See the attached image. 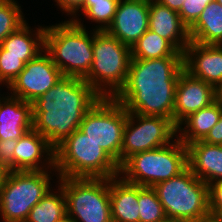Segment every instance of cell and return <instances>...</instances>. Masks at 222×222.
Segmentation results:
<instances>
[{
	"label": "cell",
	"instance_id": "277c9868",
	"mask_svg": "<svg viewBox=\"0 0 222 222\" xmlns=\"http://www.w3.org/2000/svg\"><path fill=\"white\" fill-rule=\"evenodd\" d=\"M55 170L58 177L119 176L118 163L80 129L74 131L55 148Z\"/></svg>",
	"mask_w": 222,
	"mask_h": 222
},
{
	"label": "cell",
	"instance_id": "9a60e30c",
	"mask_svg": "<svg viewBox=\"0 0 222 222\" xmlns=\"http://www.w3.org/2000/svg\"><path fill=\"white\" fill-rule=\"evenodd\" d=\"M48 169L55 170V148L45 137L31 129L18 139L14 148V171Z\"/></svg>",
	"mask_w": 222,
	"mask_h": 222
},
{
	"label": "cell",
	"instance_id": "d6986e66",
	"mask_svg": "<svg viewBox=\"0 0 222 222\" xmlns=\"http://www.w3.org/2000/svg\"><path fill=\"white\" fill-rule=\"evenodd\" d=\"M188 167L200 180L210 185L222 180V145L202 140L187 145Z\"/></svg>",
	"mask_w": 222,
	"mask_h": 222
},
{
	"label": "cell",
	"instance_id": "5b68a950",
	"mask_svg": "<svg viewBox=\"0 0 222 222\" xmlns=\"http://www.w3.org/2000/svg\"><path fill=\"white\" fill-rule=\"evenodd\" d=\"M188 167L187 146L176 138L170 144L135 153L119 166V176L126 182L153 187L179 175Z\"/></svg>",
	"mask_w": 222,
	"mask_h": 222
},
{
	"label": "cell",
	"instance_id": "4fadbf2b",
	"mask_svg": "<svg viewBox=\"0 0 222 222\" xmlns=\"http://www.w3.org/2000/svg\"><path fill=\"white\" fill-rule=\"evenodd\" d=\"M150 0H120L106 32L132 47L149 28Z\"/></svg>",
	"mask_w": 222,
	"mask_h": 222
},
{
	"label": "cell",
	"instance_id": "e0dca14e",
	"mask_svg": "<svg viewBox=\"0 0 222 222\" xmlns=\"http://www.w3.org/2000/svg\"><path fill=\"white\" fill-rule=\"evenodd\" d=\"M148 29L168 40L181 53L190 42L189 29L178 12L156 0H150Z\"/></svg>",
	"mask_w": 222,
	"mask_h": 222
},
{
	"label": "cell",
	"instance_id": "ac0fdd59",
	"mask_svg": "<svg viewBox=\"0 0 222 222\" xmlns=\"http://www.w3.org/2000/svg\"><path fill=\"white\" fill-rule=\"evenodd\" d=\"M7 93L0 97V140L19 139L33 129L32 103Z\"/></svg>",
	"mask_w": 222,
	"mask_h": 222
},
{
	"label": "cell",
	"instance_id": "8d00e7d4",
	"mask_svg": "<svg viewBox=\"0 0 222 222\" xmlns=\"http://www.w3.org/2000/svg\"><path fill=\"white\" fill-rule=\"evenodd\" d=\"M8 171L9 170L4 165L0 164V190L4 184V180L8 174Z\"/></svg>",
	"mask_w": 222,
	"mask_h": 222
},
{
	"label": "cell",
	"instance_id": "ba28073f",
	"mask_svg": "<svg viewBox=\"0 0 222 222\" xmlns=\"http://www.w3.org/2000/svg\"><path fill=\"white\" fill-rule=\"evenodd\" d=\"M54 173L58 178L56 170L8 171L0 190V220L25 222L32 207L52 188Z\"/></svg>",
	"mask_w": 222,
	"mask_h": 222
},
{
	"label": "cell",
	"instance_id": "d4e9b609",
	"mask_svg": "<svg viewBox=\"0 0 222 222\" xmlns=\"http://www.w3.org/2000/svg\"><path fill=\"white\" fill-rule=\"evenodd\" d=\"M132 59H158L169 56H183L168 40L151 30L131 47Z\"/></svg>",
	"mask_w": 222,
	"mask_h": 222
},
{
	"label": "cell",
	"instance_id": "603a6c76",
	"mask_svg": "<svg viewBox=\"0 0 222 222\" xmlns=\"http://www.w3.org/2000/svg\"><path fill=\"white\" fill-rule=\"evenodd\" d=\"M190 41L202 45H222V6L209 3L189 28Z\"/></svg>",
	"mask_w": 222,
	"mask_h": 222
},
{
	"label": "cell",
	"instance_id": "836d02e7",
	"mask_svg": "<svg viewBox=\"0 0 222 222\" xmlns=\"http://www.w3.org/2000/svg\"><path fill=\"white\" fill-rule=\"evenodd\" d=\"M202 141L208 144L222 145V114L217 124L208 132Z\"/></svg>",
	"mask_w": 222,
	"mask_h": 222
},
{
	"label": "cell",
	"instance_id": "8fae6325",
	"mask_svg": "<svg viewBox=\"0 0 222 222\" xmlns=\"http://www.w3.org/2000/svg\"><path fill=\"white\" fill-rule=\"evenodd\" d=\"M176 138L177 126L170 119L128 112L120 165L135 153L164 147Z\"/></svg>",
	"mask_w": 222,
	"mask_h": 222
},
{
	"label": "cell",
	"instance_id": "4316f807",
	"mask_svg": "<svg viewBox=\"0 0 222 222\" xmlns=\"http://www.w3.org/2000/svg\"><path fill=\"white\" fill-rule=\"evenodd\" d=\"M139 222H161L167 219L156 191L138 185Z\"/></svg>",
	"mask_w": 222,
	"mask_h": 222
},
{
	"label": "cell",
	"instance_id": "8992f818",
	"mask_svg": "<svg viewBox=\"0 0 222 222\" xmlns=\"http://www.w3.org/2000/svg\"><path fill=\"white\" fill-rule=\"evenodd\" d=\"M93 53L92 66L83 79L101 97H114L127 80L131 47L106 31L94 30Z\"/></svg>",
	"mask_w": 222,
	"mask_h": 222
},
{
	"label": "cell",
	"instance_id": "74e56055",
	"mask_svg": "<svg viewBox=\"0 0 222 222\" xmlns=\"http://www.w3.org/2000/svg\"><path fill=\"white\" fill-rule=\"evenodd\" d=\"M215 97H216V102L221 106L222 108V83L219 84L215 88Z\"/></svg>",
	"mask_w": 222,
	"mask_h": 222
},
{
	"label": "cell",
	"instance_id": "f546056e",
	"mask_svg": "<svg viewBox=\"0 0 222 222\" xmlns=\"http://www.w3.org/2000/svg\"><path fill=\"white\" fill-rule=\"evenodd\" d=\"M212 1L214 0H184L178 14L188 29L197 21L205 7Z\"/></svg>",
	"mask_w": 222,
	"mask_h": 222
},
{
	"label": "cell",
	"instance_id": "7a4b0ae2",
	"mask_svg": "<svg viewBox=\"0 0 222 222\" xmlns=\"http://www.w3.org/2000/svg\"><path fill=\"white\" fill-rule=\"evenodd\" d=\"M100 98L83 78L63 76L32 103L33 129L56 148L79 129Z\"/></svg>",
	"mask_w": 222,
	"mask_h": 222
},
{
	"label": "cell",
	"instance_id": "ffe728a7",
	"mask_svg": "<svg viewBox=\"0 0 222 222\" xmlns=\"http://www.w3.org/2000/svg\"><path fill=\"white\" fill-rule=\"evenodd\" d=\"M112 222H139L138 185L109 178Z\"/></svg>",
	"mask_w": 222,
	"mask_h": 222
},
{
	"label": "cell",
	"instance_id": "44dd1931",
	"mask_svg": "<svg viewBox=\"0 0 222 222\" xmlns=\"http://www.w3.org/2000/svg\"><path fill=\"white\" fill-rule=\"evenodd\" d=\"M45 29V25H38L33 30L26 22L2 41L5 55L23 56L25 63L36 58L45 50Z\"/></svg>",
	"mask_w": 222,
	"mask_h": 222
},
{
	"label": "cell",
	"instance_id": "30bf717a",
	"mask_svg": "<svg viewBox=\"0 0 222 222\" xmlns=\"http://www.w3.org/2000/svg\"><path fill=\"white\" fill-rule=\"evenodd\" d=\"M128 112L114 97H101L85 114L79 129L102 147L120 166Z\"/></svg>",
	"mask_w": 222,
	"mask_h": 222
},
{
	"label": "cell",
	"instance_id": "f1b7e54d",
	"mask_svg": "<svg viewBox=\"0 0 222 222\" xmlns=\"http://www.w3.org/2000/svg\"><path fill=\"white\" fill-rule=\"evenodd\" d=\"M23 56L5 55V49L0 45V86L6 88L24 69Z\"/></svg>",
	"mask_w": 222,
	"mask_h": 222
},
{
	"label": "cell",
	"instance_id": "60d3db41",
	"mask_svg": "<svg viewBox=\"0 0 222 222\" xmlns=\"http://www.w3.org/2000/svg\"><path fill=\"white\" fill-rule=\"evenodd\" d=\"M62 222H73V221H70L68 218Z\"/></svg>",
	"mask_w": 222,
	"mask_h": 222
},
{
	"label": "cell",
	"instance_id": "d6a6232c",
	"mask_svg": "<svg viewBox=\"0 0 222 222\" xmlns=\"http://www.w3.org/2000/svg\"><path fill=\"white\" fill-rule=\"evenodd\" d=\"M56 2L55 6L57 5L59 9L66 13L65 15H70L68 18L72 22H76L79 20L80 15L78 14L79 11L83 8L85 0H54Z\"/></svg>",
	"mask_w": 222,
	"mask_h": 222
},
{
	"label": "cell",
	"instance_id": "4dcf8cb0",
	"mask_svg": "<svg viewBox=\"0 0 222 222\" xmlns=\"http://www.w3.org/2000/svg\"><path fill=\"white\" fill-rule=\"evenodd\" d=\"M209 212L222 215V180L208 185Z\"/></svg>",
	"mask_w": 222,
	"mask_h": 222
},
{
	"label": "cell",
	"instance_id": "7c38bea8",
	"mask_svg": "<svg viewBox=\"0 0 222 222\" xmlns=\"http://www.w3.org/2000/svg\"><path fill=\"white\" fill-rule=\"evenodd\" d=\"M63 77L51 56L44 50L25 63L24 69L7 87L10 95L33 103Z\"/></svg>",
	"mask_w": 222,
	"mask_h": 222
},
{
	"label": "cell",
	"instance_id": "d590c367",
	"mask_svg": "<svg viewBox=\"0 0 222 222\" xmlns=\"http://www.w3.org/2000/svg\"><path fill=\"white\" fill-rule=\"evenodd\" d=\"M194 222H222V216L209 213L208 215L201 217Z\"/></svg>",
	"mask_w": 222,
	"mask_h": 222
},
{
	"label": "cell",
	"instance_id": "5bb4252c",
	"mask_svg": "<svg viewBox=\"0 0 222 222\" xmlns=\"http://www.w3.org/2000/svg\"><path fill=\"white\" fill-rule=\"evenodd\" d=\"M215 101V87L183 69L175 89L174 124L178 127L190 114Z\"/></svg>",
	"mask_w": 222,
	"mask_h": 222
},
{
	"label": "cell",
	"instance_id": "1f68e13d",
	"mask_svg": "<svg viewBox=\"0 0 222 222\" xmlns=\"http://www.w3.org/2000/svg\"><path fill=\"white\" fill-rule=\"evenodd\" d=\"M18 144V139L0 140V164L9 171H14V148Z\"/></svg>",
	"mask_w": 222,
	"mask_h": 222
},
{
	"label": "cell",
	"instance_id": "2e32d148",
	"mask_svg": "<svg viewBox=\"0 0 222 222\" xmlns=\"http://www.w3.org/2000/svg\"><path fill=\"white\" fill-rule=\"evenodd\" d=\"M184 70L217 87L222 83V45H202L190 41L183 52Z\"/></svg>",
	"mask_w": 222,
	"mask_h": 222
},
{
	"label": "cell",
	"instance_id": "cb8c5ba5",
	"mask_svg": "<svg viewBox=\"0 0 222 222\" xmlns=\"http://www.w3.org/2000/svg\"><path fill=\"white\" fill-rule=\"evenodd\" d=\"M55 186H57V190L52 187L32 207L25 222H62L67 219L65 193L59 184Z\"/></svg>",
	"mask_w": 222,
	"mask_h": 222
},
{
	"label": "cell",
	"instance_id": "484cf974",
	"mask_svg": "<svg viewBox=\"0 0 222 222\" xmlns=\"http://www.w3.org/2000/svg\"><path fill=\"white\" fill-rule=\"evenodd\" d=\"M119 2L120 0H85L79 12L91 22L99 24L94 30L106 31L114 19Z\"/></svg>",
	"mask_w": 222,
	"mask_h": 222
},
{
	"label": "cell",
	"instance_id": "f35d334b",
	"mask_svg": "<svg viewBox=\"0 0 222 222\" xmlns=\"http://www.w3.org/2000/svg\"><path fill=\"white\" fill-rule=\"evenodd\" d=\"M161 222H179V221H175V220L167 218V219H165L164 221H161Z\"/></svg>",
	"mask_w": 222,
	"mask_h": 222
},
{
	"label": "cell",
	"instance_id": "3957f363",
	"mask_svg": "<svg viewBox=\"0 0 222 222\" xmlns=\"http://www.w3.org/2000/svg\"><path fill=\"white\" fill-rule=\"evenodd\" d=\"M79 19L46 26L45 51L63 76L84 78L93 62V32Z\"/></svg>",
	"mask_w": 222,
	"mask_h": 222
},
{
	"label": "cell",
	"instance_id": "e575fe53",
	"mask_svg": "<svg viewBox=\"0 0 222 222\" xmlns=\"http://www.w3.org/2000/svg\"><path fill=\"white\" fill-rule=\"evenodd\" d=\"M156 1L176 12L180 11L184 2V0H156Z\"/></svg>",
	"mask_w": 222,
	"mask_h": 222
},
{
	"label": "cell",
	"instance_id": "ab89813d",
	"mask_svg": "<svg viewBox=\"0 0 222 222\" xmlns=\"http://www.w3.org/2000/svg\"><path fill=\"white\" fill-rule=\"evenodd\" d=\"M222 6V0H216Z\"/></svg>",
	"mask_w": 222,
	"mask_h": 222
},
{
	"label": "cell",
	"instance_id": "7402d4cb",
	"mask_svg": "<svg viewBox=\"0 0 222 222\" xmlns=\"http://www.w3.org/2000/svg\"><path fill=\"white\" fill-rule=\"evenodd\" d=\"M221 114L222 108L216 101L190 114L178 125L177 138L186 146L195 141L203 140L217 124Z\"/></svg>",
	"mask_w": 222,
	"mask_h": 222
},
{
	"label": "cell",
	"instance_id": "9c48e42d",
	"mask_svg": "<svg viewBox=\"0 0 222 222\" xmlns=\"http://www.w3.org/2000/svg\"><path fill=\"white\" fill-rule=\"evenodd\" d=\"M73 222H112L109 178L58 177Z\"/></svg>",
	"mask_w": 222,
	"mask_h": 222
},
{
	"label": "cell",
	"instance_id": "52a82bcc",
	"mask_svg": "<svg viewBox=\"0 0 222 222\" xmlns=\"http://www.w3.org/2000/svg\"><path fill=\"white\" fill-rule=\"evenodd\" d=\"M152 188L169 219L194 222L210 213L208 185L196 177L189 167Z\"/></svg>",
	"mask_w": 222,
	"mask_h": 222
},
{
	"label": "cell",
	"instance_id": "83f0119b",
	"mask_svg": "<svg viewBox=\"0 0 222 222\" xmlns=\"http://www.w3.org/2000/svg\"><path fill=\"white\" fill-rule=\"evenodd\" d=\"M24 16L18 1L5 0L0 3V45L9 34L27 22Z\"/></svg>",
	"mask_w": 222,
	"mask_h": 222
},
{
	"label": "cell",
	"instance_id": "6da1fadb",
	"mask_svg": "<svg viewBox=\"0 0 222 222\" xmlns=\"http://www.w3.org/2000/svg\"><path fill=\"white\" fill-rule=\"evenodd\" d=\"M183 69V56L131 59L127 80L114 98L127 112L174 123L175 89Z\"/></svg>",
	"mask_w": 222,
	"mask_h": 222
}]
</instances>
